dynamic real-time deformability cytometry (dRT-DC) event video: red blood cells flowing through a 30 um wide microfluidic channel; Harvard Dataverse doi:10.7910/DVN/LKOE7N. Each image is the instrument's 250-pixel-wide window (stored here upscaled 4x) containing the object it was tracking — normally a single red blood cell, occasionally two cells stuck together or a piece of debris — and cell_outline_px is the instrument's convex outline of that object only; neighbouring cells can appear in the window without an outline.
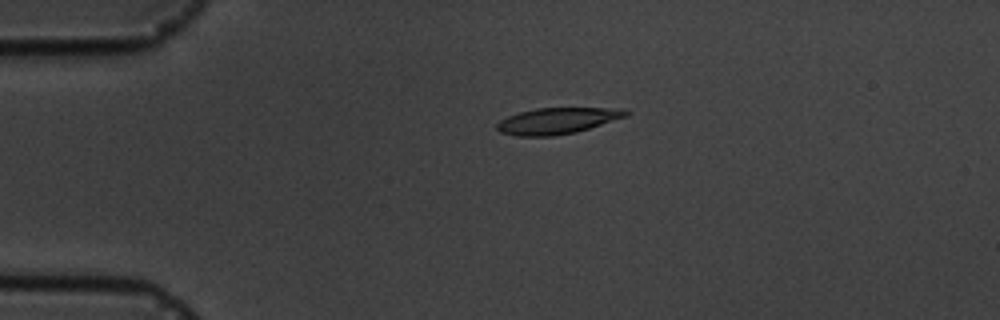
{"species": "common noctule bat (a hibernating species)", "species_latin": "Nyctalus noctula", "temperature_condition": "cold", "stored_images_in_passage": 13, "camera_frame_rate_fps": 3000, "um_per_image_px": 0.085, "animal": {"sex": "male", "body_mass_g": 19.5, "forearm_length_mm": 54.6}, "frame": {"image": 1, "passage_image": 1, "time_ms": 0.0, "image_size_px": [1000, 320], "cell_outline_px": [[632, 112], [628, 116], [576, 132], [552, 136], [516, 136], [500, 132], [496, 128], [496, 124], [500, 120], [508, 116], [520, 112], [536, 108], [624, 108]], "centroid_in_image_um": [47.4, 10.26], "position_along_channel_um": 37.6, "area_um2": 19.77}}
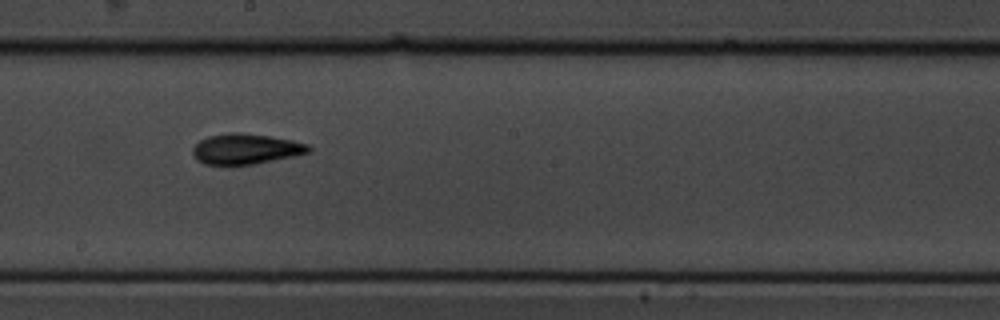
{"frame": {"image": 2, "passage_image": 6, "time_ms": 6.333, "image_size_px": [1000, 320], "cell_outline_px": [[312, 148], [308, 152], [296, 156], [256, 164], [228, 168], [204, 164], [196, 160], [192, 152], [192, 148], [200, 140], [208, 136], [228, 132], [240, 132], [268, 136], [292, 140], [308, 144]], "centroid_in_image_um": [20.84, 12.7], "position_along_channel_um": 227.4, "area_um2": 21.39}}
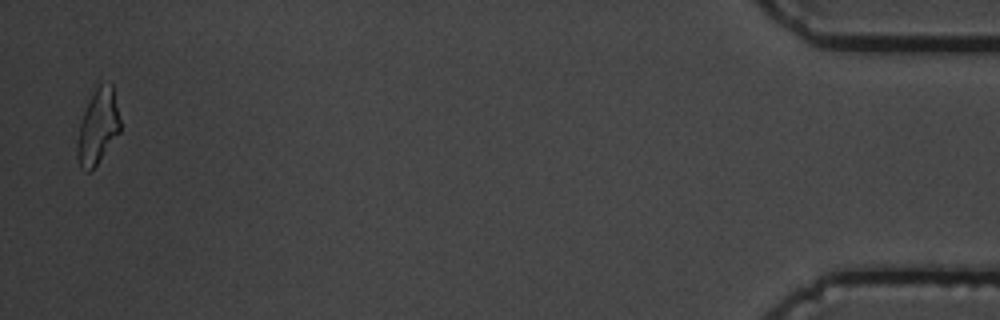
{"frame": {"image": 3, "passage_image": 13, "time_ms": 14.333, "image_size_px": [1000, 320], "cell_outline_px": [[120, 132], [96, 164], [88, 172], [84, 172], [80, 168], [76, 156], [76, 144], [80, 124], [84, 112], [96, 88], [100, 84], [112, 84], [120, 120]], "centroid_in_image_um": [8.3, 10.82], "position_along_channel_um": 426.9, "area_um2": 18.32}, "authors_computed_cell_mechanics": {"area_um2": 19.7676, "velocity_mm_per_s": 3.5693, "shape_relaxation_time_tau1_ms": 2.9998, "shape_relaxation_time_tau2_ms": null, "deformation_change_tau1": 0.1575, "deformation_change_tau2": null}}